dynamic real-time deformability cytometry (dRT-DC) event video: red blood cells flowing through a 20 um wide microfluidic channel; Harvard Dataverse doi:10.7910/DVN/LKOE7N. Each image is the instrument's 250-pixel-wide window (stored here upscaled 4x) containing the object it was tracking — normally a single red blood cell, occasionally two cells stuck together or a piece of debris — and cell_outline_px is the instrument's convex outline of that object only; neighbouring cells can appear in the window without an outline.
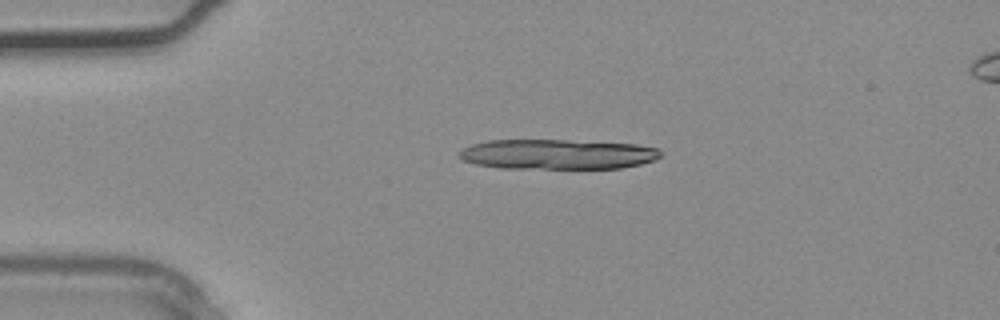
{"species": "common noctule bat (a hibernating species)", "species_latin": "Nyctalus noctula", "temperature_condition": "warm", "stored_images_in_passage": 2, "camera_frame_rate_fps": 3000, "um_per_image_px": 0.085, "animal": {"sex": "male", "body_mass_g": 20.4}, "frame": {"image": 1, "passage_image": 2, "time_ms": 0.333, "image_size_px": [1000, 320], "cell_outline_px": [[664, 152], [656, 160], [640, 164], [620, 168], [500, 168], [476, 164], [464, 160], [456, 156], [456, 152], [472, 144], [488, 140], [568, 140], [636, 144], [656, 148]], "centroid_in_image_um": [47.37, 13.11], "position_along_channel_um": 37.6, "area_um2": 35.37}}